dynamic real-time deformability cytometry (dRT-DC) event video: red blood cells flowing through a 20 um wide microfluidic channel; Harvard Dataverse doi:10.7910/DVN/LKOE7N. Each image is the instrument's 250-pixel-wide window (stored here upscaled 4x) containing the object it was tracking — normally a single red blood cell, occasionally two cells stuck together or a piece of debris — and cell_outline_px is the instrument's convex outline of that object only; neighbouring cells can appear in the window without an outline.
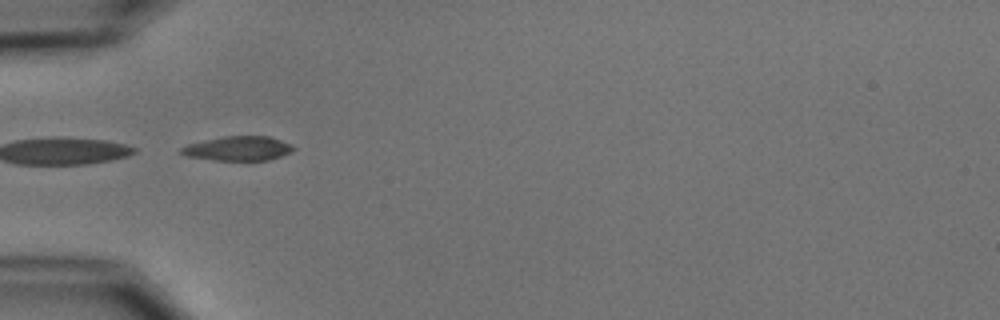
{"species": "common noctule bat (a hibernating species)", "species_latin": "Nyctalus noctula", "temperature_condition": "cold", "stored_images_in_passage": 6, "camera_frame_rate_fps": 3000, "um_per_image_px": 0.085, "animal": {"sex": "male", "body_mass_g": 15.6}, "frame": {"image": 1, "passage_image": 2, "time_ms": 1.0, "image_size_px": [1000, 320], "cell_outline_px": [[296, 148], [292, 152], [268, 160], [216, 160], [188, 156], [180, 152], [180, 148], [188, 144], [224, 136], [268, 136], [292, 144]], "centroid_in_image_um": [20.28, 12.61], "position_along_channel_um": 64.7, "area_um2": 15.78}}
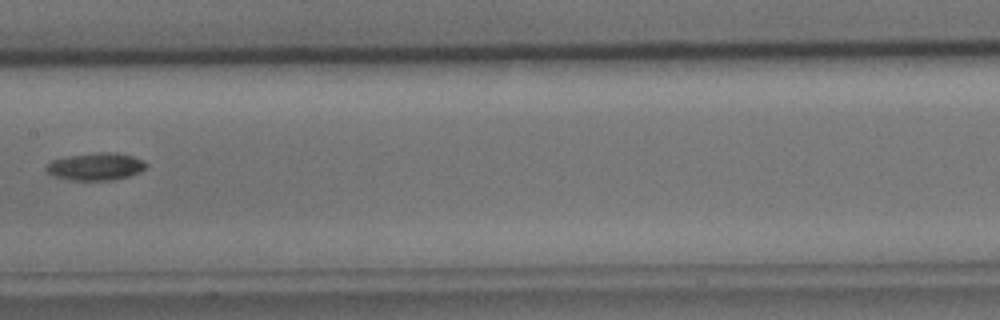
{"frame": {"image": 2, "passage_image": 5, "time_ms": 4.667, "image_size_px": [1000, 320], "cell_outline_px": [[148, 164], [140, 172], [128, 176], [112, 180], [72, 180], [56, 176], [48, 172], [44, 168], [52, 160], [68, 156], [92, 152], [116, 152], [132, 156]], "centroid_in_image_um": [8.13, 14.14], "position_along_channel_um": 199.3, "area_um2": 15.84}}